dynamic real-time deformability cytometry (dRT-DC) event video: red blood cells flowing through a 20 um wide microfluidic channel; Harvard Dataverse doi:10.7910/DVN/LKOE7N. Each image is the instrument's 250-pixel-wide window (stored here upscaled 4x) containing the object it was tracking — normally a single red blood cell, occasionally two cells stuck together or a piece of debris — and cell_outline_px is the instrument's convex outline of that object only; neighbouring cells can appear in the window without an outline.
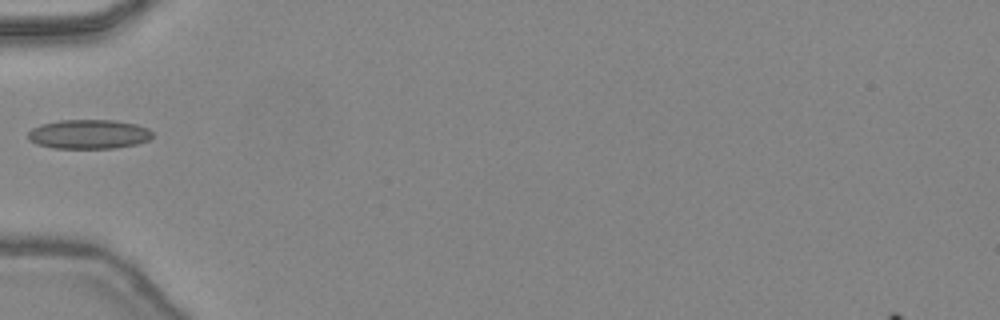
{"species": "common noctule bat (a hibernating species)", "species_latin": "Nyctalus noctula", "temperature_condition": "warm", "stored_images_in_passage": 3, "camera_frame_rate_fps": 3000, "um_per_image_px": 0.085, "animal": {"sex": "female", "body_mass_g": 24.6, "forearm_length_mm": 56.2}, "frame": {"image": 1, "passage_image": 1, "time_ms": 0.0, "image_size_px": [1000, 320], "cell_outline_px": [[152, 136], [148, 140], [136, 144], [116, 148], [52, 148], [36, 144], [28, 140], [28, 132], [32, 128], [40, 124], [60, 120], [116, 120], [136, 124], [148, 128], [152, 132]], "centroid_in_image_um": [7.52, 11.4], "position_along_channel_um": 77.5, "area_um2": 21.39}}